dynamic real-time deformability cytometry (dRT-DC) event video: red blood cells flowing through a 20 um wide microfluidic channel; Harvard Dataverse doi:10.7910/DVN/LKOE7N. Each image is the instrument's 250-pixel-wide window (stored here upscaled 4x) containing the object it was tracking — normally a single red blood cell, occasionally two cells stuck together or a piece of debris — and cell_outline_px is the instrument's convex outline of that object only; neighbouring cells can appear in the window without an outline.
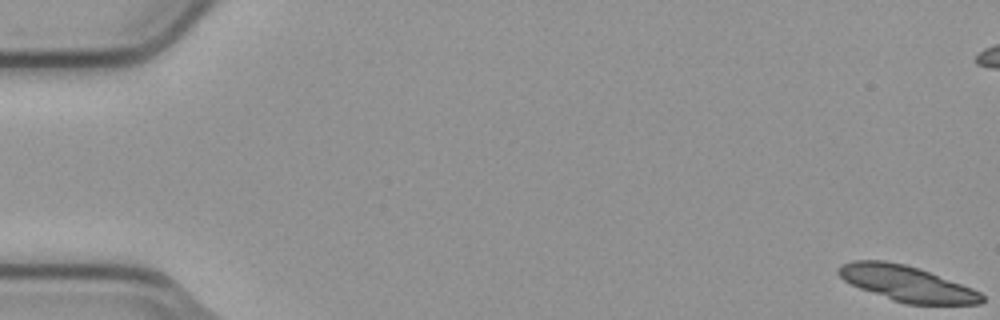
{"species": "common noctule bat (a hibernating species)", "species_latin": "Nyctalus noctula", "temperature_condition": "cold", "stored_images_in_passage": 8, "camera_frame_rate_fps": 3000, "um_per_image_px": 0.085, "animal": {"sex": "male", "body_mass_g": 23.1, "forearm_length_mm": 52.7}, "frame": {"image": 1, "passage_image": 1, "time_ms": 0.0, "image_size_px": [1000, 320], "cell_outline_px": [[984, 300], [980, 304], [904, 304], [892, 300], [860, 288], [844, 280], [836, 272], [836, 268], [840, 264], [852, 260], [884, 260], [904, 264], [928, 272], [972, 288], [980, 292], [984, 296]], "centroid_in_image_um": [77.04, 24.1], "position_along_channel_um": 8.0, "area_um2": 29.48}}
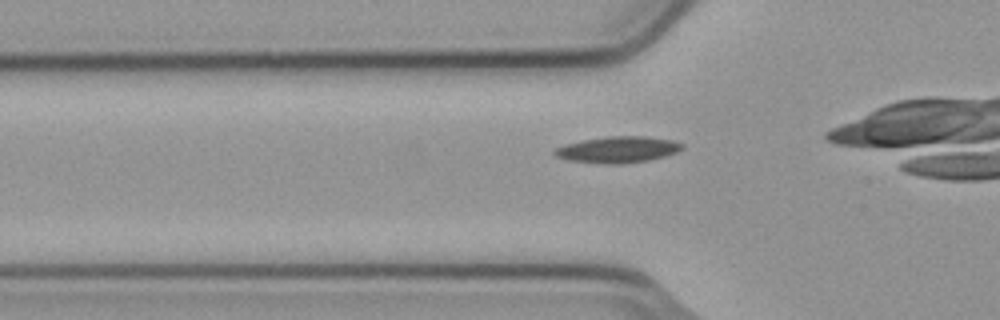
{"frame": {"image": 2, "passage_image": 7, "time_ms": 2.0, "image_size_px": [1000, 320], "cell_outline_px": [[684, 148], [676, 152], [664, 156], [648, 160], [620, 164], [608, 164], [568, 160], [556, 156], [552, 152], [556, 148], [564, 144], [580, 140], [608, 136], [644, 136], [672, 140], [684, 144]], "centroid_in_image_um": [52.5, 12.71], "position_along_channel_um": 73.3, "area_um2": 19.54}}